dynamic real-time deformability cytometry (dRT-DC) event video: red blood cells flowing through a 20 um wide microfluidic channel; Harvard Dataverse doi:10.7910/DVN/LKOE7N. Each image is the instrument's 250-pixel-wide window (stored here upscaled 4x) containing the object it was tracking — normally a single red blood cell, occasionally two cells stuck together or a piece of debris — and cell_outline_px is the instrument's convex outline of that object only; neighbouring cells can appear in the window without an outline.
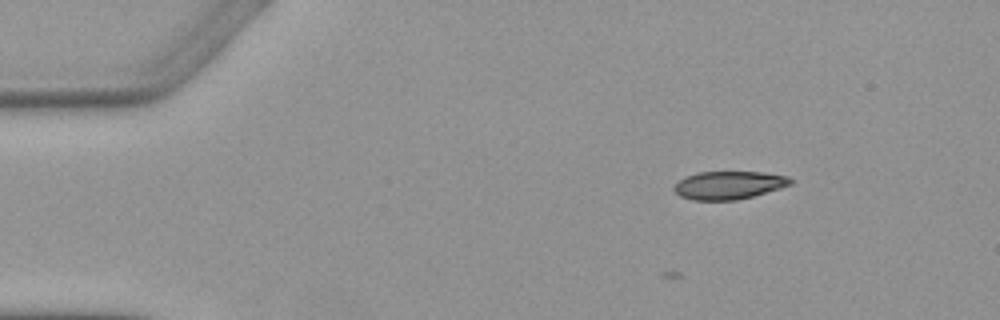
{"species": "Egyptian fruit bat (a non-hibernating species)", "species_latin": "Rousettus aegyptiacus", "temperature_condition": "warm", "stored_images_in_passage": 4, "camera_frame_rate_fps": 3000, "um_per_image_px": 0.085, "animal": {"sex": "female"}, "frame": {"image": 1, "passage_image": 1, "time_ms": 0.0, "image_size_px": [1000, 320], "cell_outline_px": [[792, 184], [780, 188], [752, 196], [736, 200], [692, 200], [680, 196], [672, 188], [684, 176], [700, 172], [764, 172], [788, 176], [792, 180]], "centroid_in_image_um": [61.94, 15.73], "position_along_channel_um": 23.1, "area_um2": 18.96}}
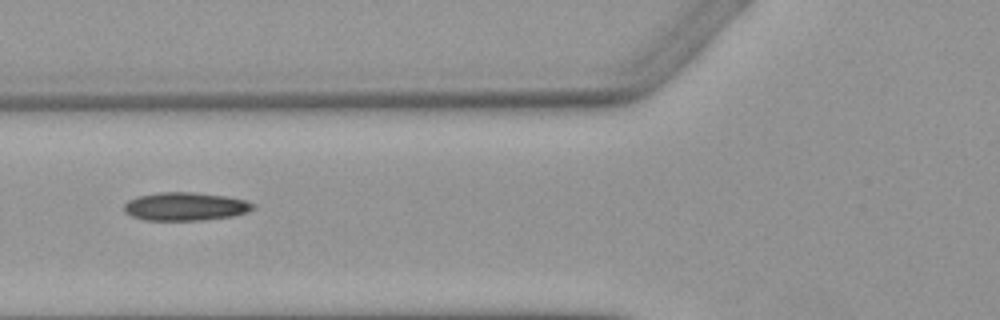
{"frame": {"image": 2, "passage_image": 4, "time_ms": 4.333, "image_size_px": [1000, 320], "cell_outline_px": [[256, 208], [232, 216], [204, 220], [144, 220], [132, 216], [124, 212], [124, 204], [128, 200], [140, 196], [160, 192], [192, 192], [224, 196], [244, 200], [256, 204]], "centroid_in_image_um": [15.74, 17.55], "position_along_channel_um": 110.1, "area_um2": 21.1}}